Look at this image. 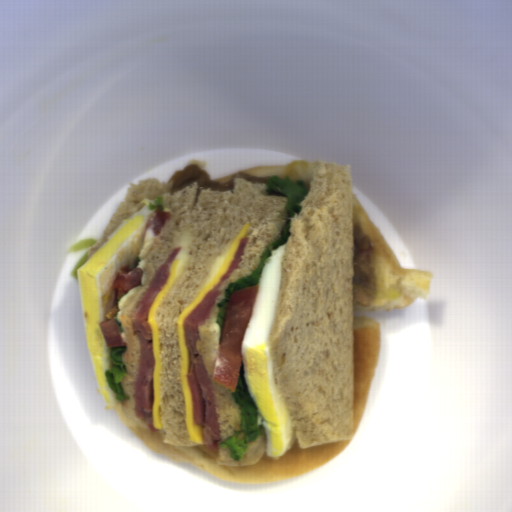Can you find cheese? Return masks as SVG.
Listing matches in <instances>:
<instances>
[{
	"mask_svg": "<svg viewBox=\"0 0 512 512\" xmlns=\"http://www.w3.org/2000/svg\"><path fill=\"white\" fill-rule=\"evenodd\" d=\"M250 225L251 224L247 220L244 226L237 234L234 242L228 248L221 266L218 268V270L215 272L212 278L207 282V284L200 290V292L182 311L177 320L176 331L180 366V387L184 394V414L186 419V425L189 437L194 443H203V428L197 426L194 420L192 389L188 375L191 356L185 338V316L198 305V303L203 299V297L208 293V291L224 276L241 242L243 241Z\"/></svg>",
	"mask_w": 512,
	"mask_h": 512,
	"instance_id": "39d9744d",
	"label": "cheese"
},
{
	"mask_svg": "<svg viewBox=\"0 0 512 512\" xmlns=\"http://www.w3.org/2000/svg\"><path fill=\"white\" fill-rule=\"evenodd\" d=\"M180 260H172L168 271L169 278L160 289V291L153 298L148 311H147V322L150 326L152 336V354L154 358L153 362V401H152V426L156 430H163L162 422L160 418L161 409V397L162 391L160 387V372L162 370V357L160 353L159 343V324L156 319L157 308L167 295L169 289L174 283L177 275V269Z\"/></svg>",
	"mask_w": 512,
	"mask_h": 512,
	"instance_id": "9ae1461e",
	"label": "cheese"
}]
</instances>
